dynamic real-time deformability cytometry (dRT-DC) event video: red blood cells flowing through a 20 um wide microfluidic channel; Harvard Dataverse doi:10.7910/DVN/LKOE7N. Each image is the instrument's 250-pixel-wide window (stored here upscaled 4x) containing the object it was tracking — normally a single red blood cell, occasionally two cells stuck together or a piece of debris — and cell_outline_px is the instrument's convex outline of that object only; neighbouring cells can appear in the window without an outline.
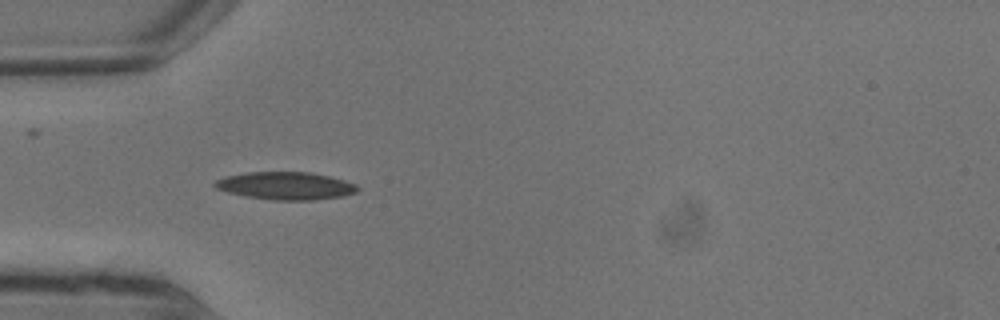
{"species": "common noctule bat (a hibernating species)", "species_latin": "Nyctalus noctula", "temperature_condition": "warm", "stored_images_in_passage": 3, "camera_frame_rate_fps": 3000, "um_per_image_px": 0.085, "animal": {"sex": "male", "body_mass_g": 13.3}, "frame": {"image": 1, "passage_image": 2, "time_ms": 0.333, "image_size_px": [1000, 320], "cell_outline_px": [[360, 188], [356, 192], [344, 196], [316, 200], [272, 200], [248, 196], [228, 192], [216, 188], [212, 184], [216, 180], [224, 176], [248, 172], [312, 172], [344, 180], [356, 184]], "centroid_in_image_um": [24.3, 15.79], "position_along_channel_um": 60.7, "area_um2": 23.06}}
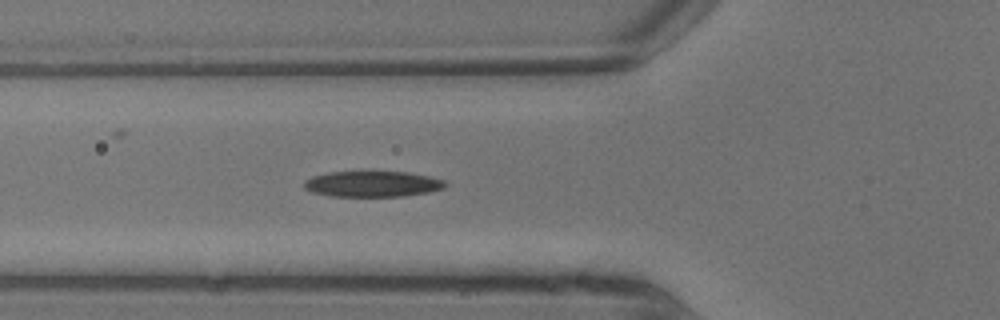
{"frame": {"image": 2, "passage_image": 3, "time_ms": 0.667, "image_size_px": [1000, 320], "cell_outline_px": [[448, 184], [444, 188], [428, 192], [404, 196], [328, 196], [312, 192], [304, 188], [304, 180], [312, 176], [328, 172], [408, 172], [428, 176], [444, 180]], "centroid_in_image_um": [31.64, 15.64], "position_along_channel_um": 94.2, "area_um2": 21.21}}